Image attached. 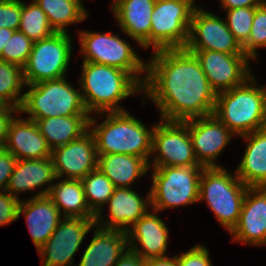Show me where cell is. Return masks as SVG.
Masks as SVG:
<instances>
[{"instance_id":"1","label":"cell","mask_w":266,"mask_h":266,"mask_svg":"<svg viewBox=\"0 0 266 266\" xmlns=\"http://www.w3.org/2000/svg\"><path fill=\"white\" fill-rule=\"evenodd\" d=\"M145 76L143 92L160 110V120L183 122L213 114L217 93L186 48L154 51Z\"/></svg>"},{"instance_id":"2","label":"cell","mask_w":266,"mask_h":266,"mask_svg":"<svg viewBox=\"0 0 266 266\" xmlns=\"http://www.w3.org/2000/svg\"><path fill=\"white\" fill-rule=\"evenodd\" d=\"M81 85L84 105L92 113L125 111L119 102L143 93V86L128 72L113 66L82 62ZM118 104V105H117Z\"/></svg>"},{"instance_id":"3","label":"cell","mask_w":266,"mask_h":266,"mask_svg":"<svg viewBox=\"0 0 266 266\" xmlns=\"http://www.w3.org/2000/svg\"><path fill=\"white\" fill-rule=\"evenodd\" d=\"M105 120L98 125L94 115L90 117L89 131L96 142L97 154H129L151 158L152 136L155 125L150 130L128 111L100 113Z\"/></svg>"},{"instance_id":"4","label":"cell","mask_w":266,"mask_h":266,"mask_svg":"<svg viewBox=\"0 0 266 266\" xmlns=\"http://www.w3.org/2000/svg\"><path fill=\"white\" fill-rule=\"evenodd\" d=\"M251 76L244 84L217 94L213 115L234 135L266 127V87H257Z\"/></svg>"},{"instance_id":"5","label":"cell","mask_w":266,"mask_h":266,"mask_svg":"<svg viewBox=\"0 0 266 266\" xmlns=\"http://www.w3.org/2000/svg\"><path fill=\"white\" fill-rule=\"evenodd\" d=\"M19 113H28V119L90 115L82 98L81 89H75L65 77L26 85Z\"/></svg>"},{"instance_id":"6","label":"cell","mask_w":266,"mask_h":266,"mask_svg":"<svg viewBox=\"0 0 266 266\" xmlns=\"http://www.w3.org/2000/svg\"><path fill=\"white\" fill-rule=\"evenodd\" d=\"M247 189L236 172L232 174L223 167L204 168L200 175L198 201L205 200L230 233L237 225Z\"/></svg>"},{"instance_id":"7","label":"cell","mask_w":266,"mask_h":266,"mask_svg":"<svg viewBox=\"0 0 266 266\" xmlns=\"http://www.w3.org/2000/svg\"><path fill=\"white\" fill-rule=\"evenodd\" d=\"M150 190L151 207L156 212L165 208L176 209L199 200L200 175L203 166L152 167Z\"/></svg>"},{"instance_id":"8","label":"cell","mask_w":266,"mask_h":266,"mask_svg":"<svg viewBox=\"0 0 266 266\" xmlns=\"http://www.w3.org/2000/svg\"><path fill=\"white\" fill-rule=\"evenodd\" d=\"M79 37L80 52L84 57L82 61L120 68L144 85L146 76L142 78L140 75L144 72L147 74V63L120 36L111 32L81 31Z\"/></svg>"},{"instance_id":"9","label":"cell","mask_w":266,"mask_h":266,"mask_svg":"<svg viewBox=\"0 0 266 266\" xmlns=\"http://www.w3.org/2000/svg\"><path fill=\"white\" fill-rule=\"evenodd\" d=\"M196 0H156L151 15L150 47L154 51L185 48Z\"/></svg>"},{"instance_id":"10","label":"cell","mask_w":266,"mask_h":266,"mask_svg":"<svg viewBox=\"0 0 266 266\" xmlns=\"http://www.w3.org/2000/svg\"><path fill=\"white\" fill-rule=\"evenodd\" d=\"M72 37L67 32H54L34 42L23 67L26 85L65 77L72 55Z\"/></svg>"},{"instance_id":"11","label":"cell","mask_w":266,"mask_h":266,"mask_svg":"<svg viewBox=\"0 0 266 266\" xmlns=\"http://www.w3.org/2000/svg\"><path fill=\"white\" fill-rule=\"evenodd\" d=\"M151 154V157L156 155L153 161L149 160L150 168L151 166H200L188 126L182 121L162 120L158 124L155 123Z\"/></svg>"},{"instance_id":"12","label":"cell","mask_w":266,"mask_h":266,"mask_svg":"<svg viewBox=\"0 0 266 266\" xmlns=\"http://www.w3.org/2000/svg\"><path fill=\"white\" fill-rule=\"evenodd\" d=\"M96 226L95 218L63 217L39 252L42 266H71L86 234Z\"/></svg>"},{"instance_id":"13","label":"cell","mask_w":266,"mask_h":266,"mask_svg":"<svg viewBox=\"0 0 266 266\" xmlns=\"http://www.w3.org/2000/svg\"><path fill=\"white\" fill-rule=\"evenodd\" d=\"M195 54L211 88L218 94L244 84L252 75L249 57L212 50H188Z\"/></svg>"},{"instance_id":"14","label":"cell","mask_w":266,"mask_h":266,"mask_svg":"<svg viewBox=\"0 0 266 266\" xmlns=\"http://www.w3.org/2000/svg\"><path fill=\"white\" fill-rule=\"evenodd\" d=\"M185 48L244 54L242 46L228 29L224 19L197 6L191 17L189 39Z\"/></svg>"},{"instance_id":"15","label":"cell","mask_w":266,"mask_h":266,"mask_svg":"<svg viewBox=\"0 0 266 266\" xmlns=\"http://www.w3.org/2000/svg\"><path fill=\"white\" fill-rule=\"evenodd\" d=\"M183 122L188 126L198 164L204 168L221 167L215 163L216 158L234 134L213 114Z\"/></svg>"},{"instance_id":"16","label":"cell","mask_w":266,"mask_h":266,"mask_svg":"<svg viewBox=\"0 0 266 266\" xmlns=\"http://www.w3.org/2000/svg\"><path fill=\"white\" fill-rule=\"evenodd\" d=\"M56 178L81 180L97 168L98 154L93 134L88 131L82 137L51 151Z\"/></svg>"},{"instance_id":"17","label":"cell","mask_w":266,"mask_h":266,"mask_svg":"<svg viewBox=\"0 0 266 266\" xmlns=\"http://www.w3.org/2000/svg\"><path fill=\"white\" fill-rule=\"evenodd\" d=\"M230 234L233 242L243 245L266 244V187H248L237 225Z\"/></svg>"},{"instance_id":"18","label":"cell","mask_w":266,"mask_h":266,"mask_svg":"<svg viewBox=\"0 0 266 266\" xmlns=\"http://www.w3.org/2000/svg\"><path fill=\"white\" fill-rule=\"evenodd\" d=\"M155 213L153 209L147 212L126 231L129 249L144 260L166 256L169 231L164 220ZM136 240L143 250L138 248Z\"/></svg>"},{"instance_id":"19","label":"cell","mask_w":266,"mask_h":266,"mask_svg":"<svg viewBox=\"0 0 266 266\" xmlns=\"http://www.w3.org/2000/svg\"><path fill=\"white\" fill-rule=\"evenodd\" d=\"M156 0H115L111 10L118 26L140 47H150L151 15Z\"/></svg>"},{"instance_id":"20","label":"cell","mask_w":266,"mask_h":266,"mask_svg":"<svg viewBox=\"0 0 266 266\" xmlns=\"http://www.w3.org/2000/svg\"><path fill=\"white\" fill-rule=\"evenodd\" d=\"M53 181H59V178H56L51 157L17 160L6 191L13 197L20 199L18 195L23 191L32 190L33 192V189H39L48 184L45 189L42 187V190L33 197L46 196L54 184Z\"/></svg>"},{"instance_id":"21","label":"cell","mask_w":266,"mask_h":266,"mask_svg":"<svg viewBox=\"0 0 266 266\" xmlns=\"http://www.w3.org/2000/svg\"><path fill=\"white\" fill-rule=\"evenodd\" d=\"M3 148L17 160L49 158L52 151L35 121L15 117Z\"/></svg>"},{"instance_id":"22","label":"cell","mask_w":266,"mask_h":266,"mask_svg":"<svg viewBox=\"0 0 266 266\" xmlns=\"http://www.w3.org/2000/svg\"><path fill=\"white\" fill-rule=\"evenodd\" d=\"M25 215L27 227L37 250L43 246L57 228L61 214L52 200L46 196L21 200L18 217Z\"/></svg>"},{"instance_id":"23","label":"cell","mask_w":266,"mask_h":266,"mask_svg":"<svg viewBox=\"0 0 266 266\" xmlns=\"http://www.w3.org/2000/svg\"><path fill=\"white\" fill-rule=\"evenodd\" d=\"M107 204L109 219L107 222L105 220L103 224L101 222L96 225L106 229L127 231L131 225L148 212V208H151L150 191L146 199H142L131 188H115Z\"/></svg>"},{"instance_id":"24","label":"cell","mask_w":266,"mask_h":266,"mask_svg":"<svg viewBox=\"0 0 266 266\" xmlns=\"http://www.w3.org/2000/svg\"><path fill=\"white\" fill-rule=\"evenodd\" d=\"M94 228L97 229L93 239L83 252L78 266H114L129 248L126 231L106 229L98 225Z\"/></svg>"},{"instance_id":"25","label":"cell","mask_w":266,"mask_h":266,"mask_svg":"<svg viewBox=\"0 0 266 266\" xmlns=\"http://www.w3.org/2000/svg\"><path fill=\"white\" fill-rule=\"evenodd\" d=\"M240 137L248 144L237 177L248 187H266V127Z\"/></svg>"},{"instance_id":"26","label":"cell","mask_w":266,"mask_h":266,"mask_svg":"<svg viewBox=\"0 0 266 266\" xmlns=\"http://www.w3.org/2000/svg\"><path fill=\"white\" fill-rule=\"evenodd\" d=\"M97 168L104 173L115 188H130L150 169L145 158L129 154H98Z\"/></svg>"},{"instance_id":"27","label":"cell","mask_w":266,"mask_h":266,"mask_svg":"<svg viewBox=\"0 0 266 266\" xmlns=\"http://www.w3.org/2000/svg\"><path fill=\"white\" fill-rule=\"evenodd\" d=\"M91 115H74L31 119L36 122L50 149L64 146L89 131Z\"/></svg>"},{"instance_id":"28","label":"cell","mask_w":266,"mask_h":266,"mask_svg":"<svg viewBox=\"0 0 266 266\" xmlns=\"http://www.w3.org/2000/svg\"><path fill=\"white\" fill-rule=\"evenodd\" d=\"M57 183V184H56ZM50 188L48 197L63 217L96 218L90 210L81 180L67 179L56 182Z\"/></svg>"},{"instance_id":"29","label":"cell","mask_w":266,"mask_h":266,"mask_svg":"<svg viewBox=\"0 0 266 266\" xmlns=\"http://www.w3.org/2000/svg\"><path fill=\"white\" fill-rule=\"evenodd\" d=\"M48 17L56 32H68L66 27L88 17L81 0H34Z\"/></svg>"},{"instance_id":"30","label":"cell","mask_w":266,"mask_h":266,"mask_svg":"<svg viewBox=\"0 0 266 266\" xmlns=\"http://www.w3.org/2000/svg\"><path fill=\"white\" fill-rule=\"evenodd\" d=\"M85 198L90 210L96 215V224L104 221L102 209L115 189L110 179L98 168L81 179ZM101 220V221H100Z\"/></svg>"},{"instance_id":"31","label":"cell","mask_w":266,"mask_h":266,"mask_svg":"<svg viewBox=\"0 0 266 266\" xmlns=\"http://www.w3.org/2000/svg\"><path fill=\"white\" fill-rule=\"evenodd\" d=\"M18 30L33 42L43 40L56 32L40 6L32 0L28 5L22 1V12Z\"/></svg>"},{"instance_id":"32","label":"cell","mask_w":266,"mask_h":266,"mask_svg":"<svg viewBox=\"0 0 266 266\" xmlns=\"http://www.w3.org/2000/svg\"><path fill=\"white\" fill-rule=\"evenodd\" d=\"M23 86H26L23 68L0 60V95L18 109L24 98V94L21 93Z\"/></svg>"},{"instance_id":"33","label":"cell","mask_w":266,"mask_h":266,"mask_svg":"<svg viewBox=\"0 0 266 266\" xmlns=\"http://www.w3.org/2000/svg\"><path fill=\"white\" fill-rule=\"evenodd\" d=\"M266 47V0L256 7L248 40L242 45L250 60L257 59V49Z\"/></svg>"},{"instance_id":"34","label":"cell","mask_w":266,"mask_h":266,"mask_svg":"<svg viewBox=\"0 0 266 266\" xmlns=\"http://www.w3.org/2000/svg\"><path fill=\"white\" fill-rule=\"evenodd\" d=\"M256 7L228 9L225 22L230 32L242 46L249 38Z\"/></svg>"},{"instance_id":"35","label":"cell","mask_w":266,"mask_h":266,"mask_svg":"<svg viewBox=\"0 0 266 266\" xmlns=\"http://www.w3.org/2000/svg\"><path fill=\"white\" fill-rule=\"evenodd\" d=\"M34 42L19 30L14 31L6 43V48L0 56L1 61H6L24 67L32 51Z\"/></svg>"},{"instance_id":"36","label":"cell","mask_w":266,"mask_h":266,"mask_svg":"<svg viewBox=\"0 0 266 266\" xmlns=\"http://www.w3.org/2000/svg\"><path fill=\"white\" fill-rule=\"evenodd\" d=\"M22 12L21 0H0V28L17 31Z\"/></svg>"},{"instance_id":"37","label":"cell","mask_w":266,"mask_h":266,"mask_svg":"<svg viewBox=\"0 0 266 266\" xmlns=\"http://www.w3.org/2000/svg\"><path fill=\"white\" fill-rule=\"evenodd\" d=\"M21 199L13 197L7 191H0V226L7 225L16 221L18 217V208Z\"/></svg>"},{"instance_id":"38","label":"cell","mask_w":266,"mask_h":266,"mask_svg":"<svg viewBox=\"0 0 266 266\" xmlns=\"http://www.w3.org/2000/svg\"><path fill=\"white\" fill-rule=\"evenodd\" d=\"M178 266H212L209 251L202 245L191 247L188 252L177 255Z\"/></svg>"},{"instance_id":"39","label":"cell","mask_w":266,"mask_h":266,"mask_svg":"<svg viewBox=\"0 0 266 266\" xmlns=\"http://www.w3.org/2000/svg\"><path fill=\"white\" fill-rule=\"evenodd\" d=\"M17 159L6 149L0 148V191H6Z\"/></svg>"},{"instance_id":"40","label":"cell","mask_w":266,"mask_h":266,"mask_svg":"<svg viewBox=\"0 0 266 266\" xmlns=\"http://www.w3.org/2000/svg\"><path fill=\"white\" fill-rule=\"evenodd\" d=\"M17 112L19 113V109L17 107H13L9 112L0 113V148H3L5 145L10 124L14 117H16L13 115Z\"/></svg>"},{"instance_id":"41","label":"cell","mask_w":266,"mask_h":266,"mask_svg":"<svg viewBox=\"0 0 266 266\" xmlns=\"http://www.w3.org/2000/svg\"><path fill=\"white\" fill-rule=\"evenodd\" d=\"M114 266H145V260L128 248Z\"/></svg>"},{"instance_id":"42","label":"cell","mask_w":266,"mask_h":266,"mask_svg":"<svg viewBox=\"0 0 266 266\" xmlns=\"http://www.w3.org/2000/svg\"><path fill=\"white\" fill-rule=\"evenodd\" d=\"M264 0H220L223 9L258 7Z\"/></svg>"},{"instance_id":"43","label":"cell","mask_w":266,"mask_h":266,"mask_svg":"<svg viewBox=\"0 0 266 266\" xmlns=\"http://www.w3.org/2000/svg\"><path fill=\"white\" fill-rule=\"evenodd\" d=\"M145 266H178V259L176 255L172 259L167 256L146 259Z\"/></svg>"},{"instance_id":"44","label":"cell","mask_w":266,"mask_h":266,"mask_svg":"<svg viewBox=\"0 0 266 266\" xmlns=\"http://www.w3.org/2000/svg\"><path fill=\"white\" fill-rule=\"evenodd\" d=\"M14 31L15 30L9 28H0V56L3 51V48H6V43L8 42V39L11 38Z\"/></svg>"},{"instance_id":"45","label":"cell","mask_w":266,"mask_h":266,"mask_svg":"<svg viewBox=\"0 0 266 266\" xmlns=\"http://www.w3.org/2000/svg\"><path fill=\"white\" fill-rule=\"evenodd\" d=\"M12 108L13 106L0 95V113L9 112Z\"/></svg>"}]
</instances>
